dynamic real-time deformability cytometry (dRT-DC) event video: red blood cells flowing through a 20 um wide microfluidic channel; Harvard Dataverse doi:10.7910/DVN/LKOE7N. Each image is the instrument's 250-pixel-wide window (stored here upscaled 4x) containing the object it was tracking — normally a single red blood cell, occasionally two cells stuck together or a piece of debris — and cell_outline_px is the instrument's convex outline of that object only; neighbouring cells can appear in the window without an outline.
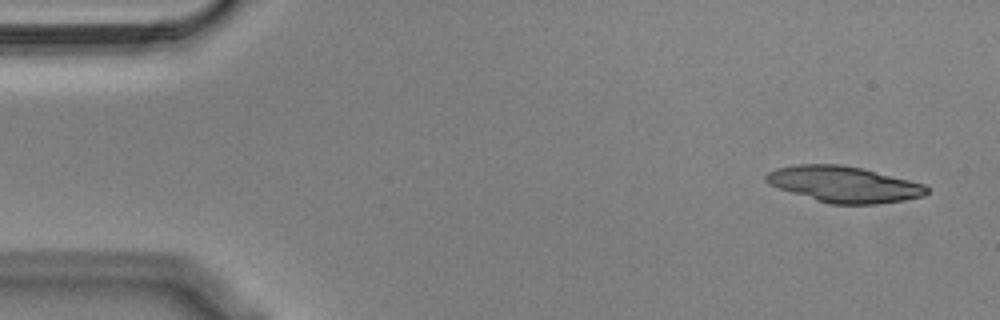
{"species": "Egyptian fruit bat (a non-hibernating species)", "species_latin": "Rousettus aegyptiacus", "temperature_condition": "cold", "stored_images_in_passage": 30, "camera_frame_rate_fps": 3000, "um_per_image_px": 0.085, "animal": {"sex": "male"}, "frame": {"image": 1, "passage_image": 1, "time_ms": 0.0, "image_size_px": [1000, 320], "cell_outline_px": [[928, 192], [924, 196], [904, 200], [876, 204], [828, 204], [768, 184], [764, 180], [764, 176], [768, 172], [776, 168], [796, 164], [840, 164], [860, 168], [924, 184], [928, 188]], "centroid_in_image_um": [71.7, 15.66], "position_along_channel_um": 13.3, "area_um2": 33.47}}
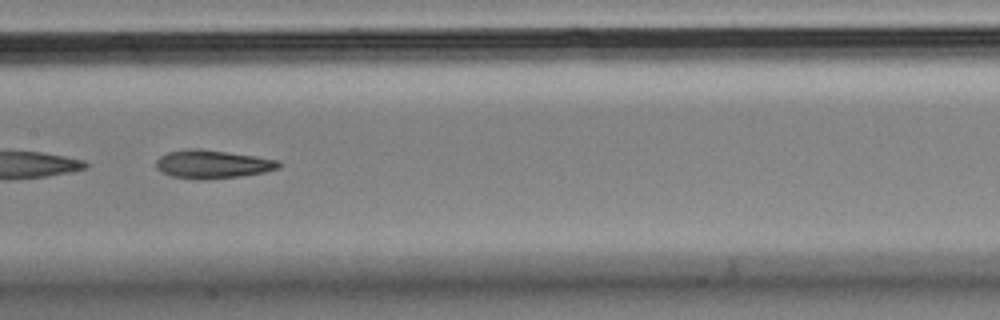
{"frame": {"image": 2, "passage_image": 25, "time_ms": 8.0, "image_size_px": [1000, 320], "cell_outline_px": [[280, 168], [264, 172], [240, 176], [208, 180], [200, 180], [172, 176], [160, 172], [156, 168], [156, 160], [160, 156], [168, 152], [188, 148], [200, 148], [256, 156], [280, 160]], "centroid_in_image_um": [18.05, 13.96], "position_along_channel_um": 189.4, "area_um2": 20.52}}